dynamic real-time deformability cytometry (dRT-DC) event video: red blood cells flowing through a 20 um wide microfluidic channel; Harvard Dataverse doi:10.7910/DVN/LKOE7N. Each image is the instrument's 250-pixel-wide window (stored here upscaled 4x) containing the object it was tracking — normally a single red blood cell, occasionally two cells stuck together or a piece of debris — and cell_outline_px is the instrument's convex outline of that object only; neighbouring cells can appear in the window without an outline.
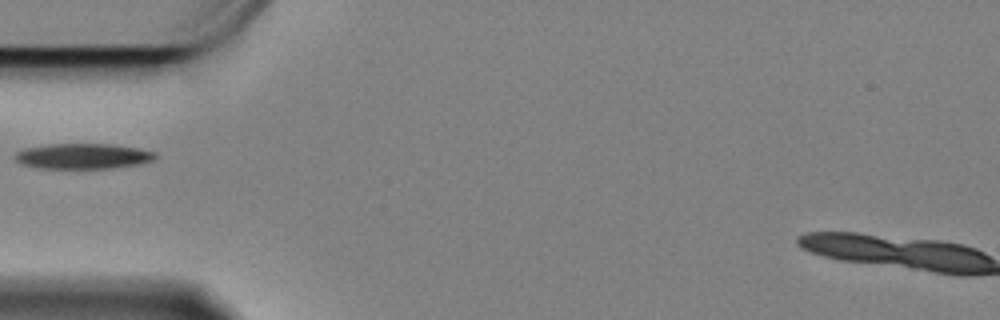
{"species": "Egyptian fruit bat (a non-hibernating species)", "species_latin": "Rousettus aegyptiacus", "temperature_condition": "cold", "stored_images_in_passage": 34, "camera_frame_rate_fps": 3000, "um_per_image_px": 0.085, "animal": {"sex": "female"}, "frame": {"image": 1, "passage_image": 1, "time_ms": 0.0, "image_size_px": [1000, 320], "cell_outline_px": [[156, 156], [152, 160], [140, 164], [112, 168], [36, 168], [20, 164], [12, 156], [16, 152], [24, 148], [48, 144], [112, 144], [136, 148], [156, 152]], "centroid_in_image_um": [6.99, 13.27], "position_along_channel_um": 78.0, "area_um2": 20.87}}
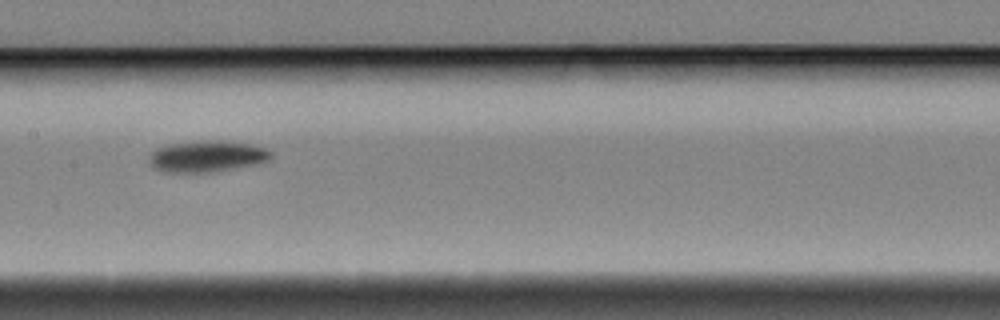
{"frame": {"image": 2, "passage_image": 11, "time_ms": 3.333, "image_size_px": [1000, 320], "cell_outline_px": [[272, 156], [268, 160], [256, 164], [216, 172], [160, 172], [152, 168], [148, 160], [148, 156], [156, 148], [168, 144], [204, 140], [220, 140], [248, 144], [264, 148], [272, 152]], "centroid_in_image_um": [17.53, 13.3], "position_along_channel_um": 189.9, "area_um2": 22.48}}
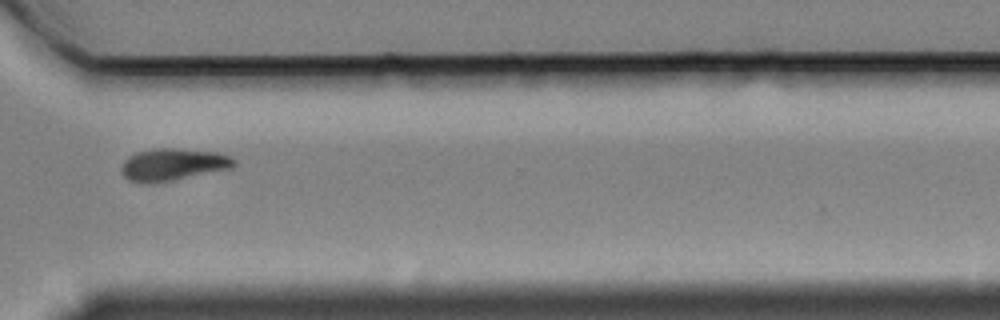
{"frame": {"image": 3, "passage_image": 26, "time_ms": 8.333, "image_size_px": [1000, 320], "cell_outline_px": [[236, 164], [232, 168], [152, 184], [140, 184], [128, 180], [120, 172], [120, 168], [124, 160], [128, 156], [136, 152], [156, 148], [176, 148], [216, 152], [228, 156], [236, 160]], "centroid_in_image_um": [14.64, 13.99], "position_along_channel_um": 356.0, "area_um2": 21.33}}